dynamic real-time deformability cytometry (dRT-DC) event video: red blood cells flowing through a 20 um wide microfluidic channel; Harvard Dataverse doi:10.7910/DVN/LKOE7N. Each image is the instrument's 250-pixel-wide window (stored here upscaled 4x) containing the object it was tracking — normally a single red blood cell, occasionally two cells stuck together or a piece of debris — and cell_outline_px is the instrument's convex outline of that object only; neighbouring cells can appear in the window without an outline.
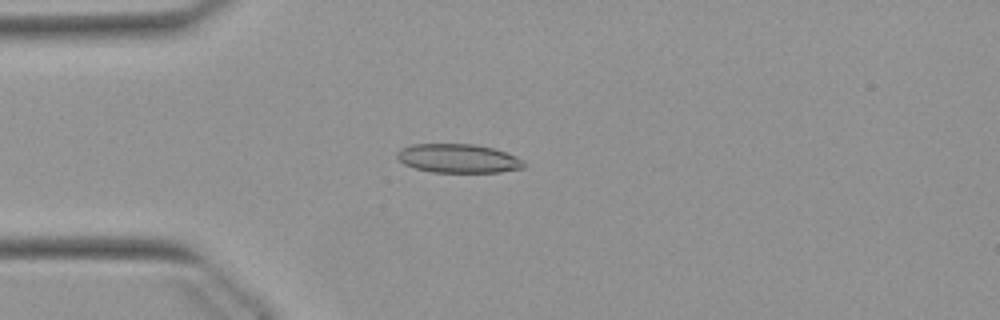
{"species": "Egyptian fruit bat (a non-hibernating species)", "species_latin": "Rousettus aegyptiacus", "temperature_condition": "warm", "stored_images_in_passage": 25, "camera_frame_rate_fps": 3000, "um_per_image_px": 0.085, "animal": {"sex": "female"}, "frame": {"image": 1, "passage_image": 13, "time_ms": 4.0, "image_size_px": [1000, 320], "cell_outline_px": [[524, 168], [500, 172], [432, 172], [416, 168], [404, 164], [396, 156], [396, 152], [400, 148], [412, 144], [476, 144], [496, 148], [516, 156], [524, 160]], "centroid_in_image_um": [38.97, 13.45], "position_along_channel_um": 46.0, "area_um2": 21.5}}
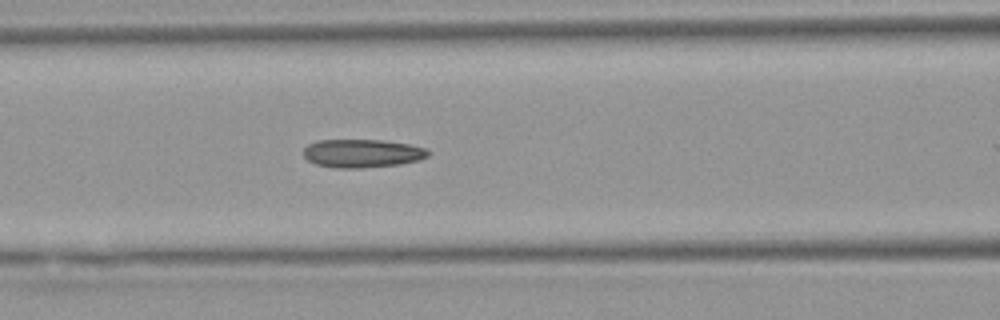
{"frame": {"image": 2, "passage_image": 21, "time_ms": 6.667, "image_size_px": [1000, 320], "cell_outline_px": [[432, 152], [428, 156], [420, 160], [400, 164], [360, 168], [332, 168], [316, 164], [308, 160], [304, 156], [304, 148], [308, 144], [316, 140], [384, 140], [408, 144], [428, 148]], "centroid_in_image_um": [30.82, 13.03], "position_along_channel_um": 135.8, "area_um2": 20.81}}
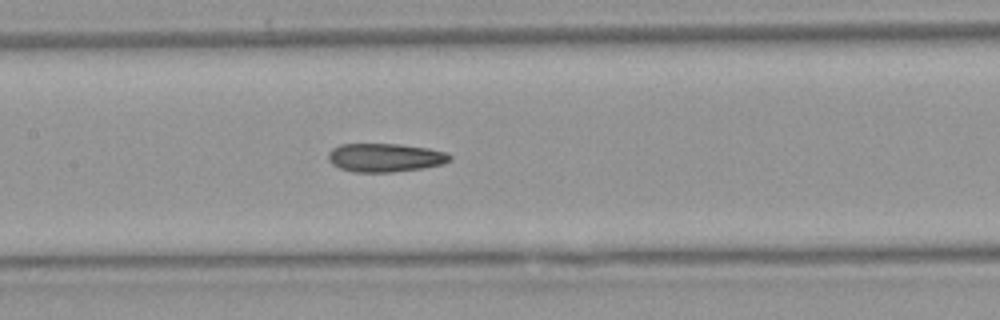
{"frame": {"image": 3, "passage_image": 24, "time_ms": 7.667, "image_size_px": [1000, 320], "cell_outline_px": [[452, 160], [444, 164], [424, 168], [392, 172], [356, 172], [340, 168], [332, 164], [328, 160], [328, 152], [332, 148], [340, 144], [400, 144], [428, 148], [448, 152], [452, 156]], "centroid_in_image_um": [32.77, 13.39], "position_along_channel_um": 174.6, "area_um2": 20.46}}